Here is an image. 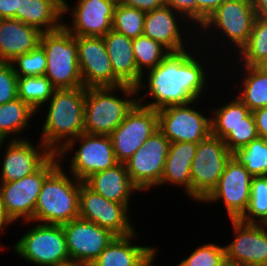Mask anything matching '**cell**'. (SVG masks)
Segmentation results:
<instances>
[{
    "label": "cell",
    "mask_w": 267,
    "mask_h": 266,
    "mask_svg": "<svg viewBox=\"0 0 267 266\" xmlns=\"http://www.w3.org/2000/svg\"><path fill=\"white\" fill-rule=\"evenodd\" d=\"M192 47L193 49L188 48L180 52H170L155 68L149 69L142 74L141 80L136 86L137 101L140 105L161 110L169 106L187 104L195 100L205 99L204 96L207 95V91L209 89L211 91L212 89L210 86H213L212 84L214 83L216 86L218 81L216 77H212L214 71L211 68L214 70L213 67H217L216 70L218 69L220 72L225 69L221 65L219 67L217 66L218 64H222V62L219 63L220 57L215 56L211 52L209 53L204 48H202L203 50L198 49L200 48L198 41ZM202 51L206 53L203 52L204 54L202 53L200 55ZM207 55L209 56V60ZM211 56H214L213 58L217 57L214 59H218L217 63L210 58ZM211 60L213 61L212 63ZM210 65H213V67H210ZM212 72L213 75H211ZM210 78L216 82H212L209 80ZM148 97H151L150 102L146 101Z\"/></svg>",
    "instance_id": "obj_1"
},
{
    "label": "cell",
    "mask_w": 267,
    "mask_h": 266,
    "mask_svg": "<svg viewBox=\"0 0 267 266\" xmlns=\"http://www.w3.org/2000/svg\"><path fill=\"white\" fill-rule=\"evenodd\" d=\"M256 17L252 0H225L198 28L197 41H199L198 45L202 46L200 49L211 50L215 56H221L219 52H223L222 55H226L220 57L222 63L229 56H231L230 58H232V55L235 57L247 44ZM213 37L216 39L215 41ZM205 38H209V42ZM207 43L209 44L207 45ZM211 45H214V47H211ZM216 45L219 46L218 49ZM229 52L231 55L228 54Z\"/></svg>",
    "instance_id": "obj_2"
},
{
    "label": "cell",
    "mask_w": 267,
    "mask_h": 266,
    "mask_svg": "<svg viewBox=\"0 0 267 266\" xmlns=\"http://www.w3.org/2000/svg\"><path fill=\"white\" fill-rule=\"evenodd\" d=\"M85 100V87L56 89L42 107L47 111L39 140L52 153H58L70 140L84 133Z\"/></svg>",
    "instance_id": "obj_3"
},
{
    "label": "cell",
    "mask_w": 267,
    "mask_h": 266,
    "mask_svg": "<svg viewBox=\"0 0 267 266\" xmlns=\"http://www.w3.org/2000/svg\"><path fill=\"white\" fill-rule=\"evenodd\" d=\"M137 103L130 85L86 88L84 133L110 135Z\"/></svg>",
    "instance_id": "obj_4"
},
{
    "label": "cell",
    "mask_w": 267,
    "mask_h": 266,
    "mask_svg": "<svg viewBox=\"0 0 267 266\" xmlns=\"http://www.w3.org/2000/svg\"><path fill=\"white\" fill-rule=\"evenodd\" d=\"M63 166L60 162L45 178L35 205L34 222L62 225L79 218L81 181Z\"/></svg>",
    "instance_id": "obj_5"
},
{
    "label": "cell",
    "mask_w": 267,
    "mask_h": 266,
    "mask_svg": "<svg viewBox=\"0 0 267 266\" xmlns=\"http://www.w3.org/2000/svg\"><path fill=\"white\" fill-rule=\"evenodd\" d=\"M40 45L47 57L45 75L56 89L84 87L78 65L76 36L62 26L58 30L43 32Z\"/></svg>",
    "instance_id": "obj_6"
},
{
    "label": "cell",
    "mask_w": 267,
    "mask_h": 266,
    "mask_svg": "<svg viewBox=\"0 0 267 266\" xmlns=\"http://www.w3.org/2000/svg\"><path fill=\"white\" fill-rule=\"evenodd\" d=\"M31 228L22 234L14 247V253L24 261L35 266H49L70 259L62 225L33 221ZM34 223V224H33Z\"/></svg>",
    "instance_id": "obj_7"
},
{
    "label": "cell",
    "mask_w": 267,
    "mask_h": 266,
    "mask_svg": "<svg viewBox=\"0 0 267 266\" xmlns=\"http://www.w3.org/2000/svg\"><path fill=\"white\" fill-rule=\"evenodd\" d=\"M59 164L57 153H53L36 171L26 177L13 182H0L3 208L13 224L17 221L34 222L35 205L42 184Z\"/></svg>",
    "instance_id": "obj_8"
},
{
    "label": "cell",
    "mask_w": 267,
    "mask_h": 266,
    "mask_svg": "<svg viewBox=\"0 0 267 266\" xmlns=\"http://www.w3.org/2000/svg\"><path fill=\"white\" fill-rule=\"evenodd\" d=\"M76 145L79 148L74 149ZM72 151L74 154L71 155L68 170L71 175L82 182L90 175L107 170L119 163L109 135L80 134L57 153L59 161L64 162V158L69 157L68 154Z\"/></svg>",
    "instance_id": "obj_9"
},
{
    "label": "cell",
    "mask_w": 267,
    "mask_h": 266,
    "mask_svg": "<svg viewBox=\"0 0 267 266\" xmlns=\"http://www.w3.org/2000/svg\"><path fill=\"white\" fill-rule=\"evenodd\" d=\"M231 157L224 141L212 134L197 143L191 166V201L201 204L217 186Z\"/></svg>",
    "instance_id": "obj_10"
},
{
    "label": "cell",
    "mask_w": 267,
    "mask_h": 266,
    "mask_svg": "<svg viewBox=\"0 0 267 266\" xmlns=\"http://www.w3.org/2000/svg\"><path fill=\"white\" fill-rule=\"evenodd\" d=\"M197 101L201 104L202 100L157 110L158 129L171 143H199L211 135V116L203 113L201 107L196 109L200 106Z\"/></svg>",
    "instance_id": "obj_11"
},
{
    "label": "cell",
    "mask_w": 267,
    "mask_h": 266,
    "mask_svg": "<svg viewBox=\"0 0 267 266\" xmlns=\"http://www.w3.org/2000/svg\"><path fill=\"white\" fill-rule=\"evenodd\" d=\"M78 204L79 218L108 229L116 236H127L136 232L129 213L131 204L112 202L82 181Z\"/></svg>",
    "instance_id": "obj_12"
},
{
    "label": "cell",
    "mask_w": 267,
    "mask_h": 266,
    "mask_svg": "<svg viewBox=\"0 0 267 266\" xmlns=\"http://www.w3.org/2000/svg\"><path fill=\"white\" fill-rule=\"evenodd\" d=\"M170 143L158 129L125 162L129 177L142 193L160 184Z\"/></svg>",
    "instance_id": "obj_13"
},
{
    "label": "cell",
    "mask_w": 267,
    "mask_h": 266,
    "mask_svg": "<svg viewBox=\"0 0 267 266\" xmlns=\"http://www.w3.org/2000/svg\"><path fill=\"white\" fill-rule=\"evenodd\" d=\"M253 176L233 157L226 163L217 186L201 202L205 205L223 203L228 219H240L250 202ZM211 203V204H210Z\"/></svg>",
    "instance_id": "obj_14"
},
{
    "label": "cell",
    "mask_w": 267,
    "mask_h": 266,
    "mask_svg": "<svg viewBox=\"0 0 267 266\" xmlns=\"http://www.w3.org/2000/svg\"><path fill=\"white\" fill-rule=\"evenodd\" d=\"M157 130V110L137 103L109 135L116 160L125 163Z\"/></svg>",
    "instance_id": "obj_15"
},
{
    "label": "cell",
    "mask_w": 267,
    "mask_h": 266,
    "mask_svg": "<svg viewBox=\"0 0 267 266\" xmlns=\"http://www.w3.org/2000/svg\"><path fill=\"white\" fill-rule=\"evenodd\" d=\"M143 35L159 42L169 52L186 50L194 45L192 43H196L197 41V30L195 27L180 13L175 12L166 5L145 13Z\"/></svg>",
    "instance_id": "obj_16"
},
{
    "label": "cell",
    "mask_w": 267,
    "mask_h": 266,
    "mask_svg": "<svg viewBox=\"0 0 267 266\" xmlns=\"http://www.w3.org/2000/svg\"><path fill=\"white\" fill-rule=\"evenodd\" d=\"M69 3L63 0V26L73 36L103 37L112 30L117 0H77L75 5ZM67 15L72 18L69 23L66 22Z\"/></svg>",
    "instance_id": "obj_17"
},
{
    "label": "cell",
    "mask_w": 267,
    "mask_h": 266,
    "mask_svg": "<svg viewBox=\"0 0 267 266\" xmlns=\"http://www.w3.org/2000/svg\"><path fill=\"white\" fill-rule=\"evenodd\" d=\"M233 240L224 245L232 266H267V225L230 219Z\"/></svg>",
    "instance_id": "obj_18"
},
{
    "label": "cell",
    "mask_w": 267,
    "mask_h": 266,
    "mask_svg": "<svg viewBox=\"0 0 267 266\" xmlns=\"http://www.w3.org/2000/svg\"><path fill=\"white\" fill-rule=\"evenodd\" d=\"M78 65L85 88L124 85L112 70L103 37L76 36Z\"/></svg>",
    "instance_id": "obj_19"
},
{
    "label": "cell",
    "mask_w": 267,
    "mask_h": 266,
    "mask_svg": "<svg viewBox=\"0 0 267 266\" xmlns=\"http://www.w3.org/2000/svg\"><path fill=\"white\" fill-rule=\"evenodd\" d=\"M38 141H35L39 143L37 145L29 138L2 141L0 148L3 150L4 147L5 150L2 151L3 158L0 156V182H13L26 177L53 154L40 140Z\"/></svg>",
    "instance_id": "obj_20"
},
{
    "label": "cell",
    "mask_w": 267,
    "mask_h": 266,
    "mask_svg": "<svg viewBox=\"0 0 267 266\" xmlns=\"http://www.w3.org/2000/svg\"><path fill=\"white\" fill-rule=\"evenodd\" d=\"M70 259L90 266L116 238L110 230L77 218L62 224Z\"/></svg>",
    "instance_id": "obj_21"
},
{
    "label": "cell",
    "mask_w": 267,
    "mask_h": 266,
    "mask_svg": "<svg viewBox=\"0 0 267 266\" xmlns=\"http://www.w3.org/2000/svg\"><path fill=\"white\" fill-rule=\"evenodd\" d=\"M137 237V232L116 236L90 266H146L158 254V246L137 244Z\"/></svg>",
    "instance_id": "obj_22"
},
{
    "label": "cell",
    "mask_w": 267,
    "mask_h": 266,
    "mask_svg": "<svg viewBox=\"0 0 267 266\" xmlns=\"http://www.w3.org/2000/svg\"><path fill=\"white\" fill-rule=\"evenodd\" d=\"M84 183L94 192L115 203L131 204L134 194H141L129 177L125 163H118L107 170L94 173Z\"/></svg>",
    "instance_id": "obj_23"
},
{
    "label": "cell",
    "mask_w": 267,
    "mask_h": 266,
    "mask_svg": "<svg viewBox=\"0 0 267 266\" xmlns=\"http://www.w3.org/2000/svg\"><path fill=\"white\" fill-rule=\"evenodd\" d=\"M42 33L14 18L0 19V61L11 62L16 56L30 52L40 44Z\"/></svg>",
    "instance_id": "obj_24"
},
{
    "label": "cell",
    "mask_w": 267,
    "mask_h": 266,
    "mask_svg": "<svg viewBox=\"0 0 267 266\" xmlns=\"http://www.w3.org/2000/svg\"><path fill=\"white\" fill-rule=\"evenodd\" d=\"M197 143L173 142L170 143L165 160L164 172L157 187H183V193L191 199V166L195 157ZM172 184V185H171Z\"/></svg>",
    "instance_id": "obj_25"
},
{
    "label": "cell",
    "mask_w": 267,
    "mask_h": 266,
    "mask_svg": "<svg viewBox=\"0 0 267 266\" xmlns=\"http://www.w3.org/2000/svg\"><path fill=\"white\" fill-rule=\"evenodd\" d=\"M114 75L124 84L136 87L142 74L138 71L132 49L133 39L114 30L103 36Z\"/></svg>",
    "instance_id": "obj_26"
},
{
    "label": "cell",
    "mask_w": 267,
    "mask_h": 266,
    "mask_svg": "<svg viewBox=\"0 0 267 266\" xmlns=\"http://www.w3.org/2000/svg\"><path fill=\"white\" fill-rule=\"evenodd\" d=\"M229 59L226 60V64H223V67H227L228 70L234 71L237 70V73L234 71L230 73L232 76L233 74H237L236 76L240 77L236 79H240L239 81L235 82L238 86V92L236 96L251 110L254 111L258 108L267 107V72L262 69L260 66H244L242 64L231 63L230 65ZM240 67V68H239ZM231 68V69H230ZM239 68V69H237ZM241 70V73L238 72ZM240 73V74H239ZM243 76V77H242ZM242 80V81H241Z\"/></svg>",
    "instance_id": "obj_27"
},
{
    "label": "cell",
    "mask_w": 267,
    "mask_h": 266,
    "mask_svg": "<svg viewBox=\"0 0 267 266\" xmlns=\"http://www.w3.org/2000/svg\"><path fill=\"white\" fill-rule=\"evenodd\" d=\"M16 19L41 32L63 26V0H19Z\"/></svg>",
    "instance_id": "obj_28"
},
{
    "label": "cell",
    "mask_w": 267,
    "mask_h": 266,
    "mask_svg": "<svg viewBox=\"0 0 267 266\" xmlns=\"http://www.w3.org/2000/svg\"><path fill=\"white\" fill-rule=\"evenodd\" d=\"M36 115L37 113L26 102L18 97L13 101L1 104L0 138L2 140L27 139L28 137H25L22 134H24L23 132L26 128L29 129L32 127L29 123L31 119L35 120L33 116Z\"/></svg>",
    "instance_id": "obj_29"
},
{
    "label": "cell",
    "mask_w": 267,
    "mask_h": 266,
    "mask_svg": "<svg viewBox=\"0 0 267 266\" xmlns=\"http://www.w3.org/2000/svg\"><path fill=\"white\" fill-rule=\"evenodd\" d=\"M235 96V97H234ZM230 101L221 103L222 107H210L211 134L222 140L232 131L237 124L243 122L252 111L234 94ZM234 97V98H233Z\"/></svg>",
    "instance_id": "obj_30"
},
{
    "label": "cell",
    "mask_w": 267,
    "mask_h": 266,
    "mask_svg": "<svg viewBox=\"0 0 267 266\" xmlns=\"http://www.w3.org/2000/svg\"><path fill=\"white\" fill-rule=\"evenodd\" d=\"M234 64L261 66L267 60V19L256 17L247 44L233 58Z\"/></svg>",
    "instance_id": "obj_31"
},
{
    "label": "cell",
    "mask_w": 267,
    "mask_h": 266,
    "mask_svg": "<svg viewBox=\"0 0 267 266\" xmlns=\"http://www.w3.org/2000/svg\"><path fill=\"white\" fill-rule=\"evenodd\" d=\"M55 90L56 88L46 75L17 76L18 98L26 102L38 114L45 112L42 107L53 96Z\"/></svg>",
    "instance_id": "obj_32"
},
{
    "label": "cell",
    "mask_w": 267,
    "mask_h": 266,
    "mask_svg": "<svg viewBox=\"0 0 267 266\" xmlns=\"http://www.w3.org/2000/svg\"><path fill=\"white\" fill-rule=\"evenodd\" d=\"M232 157L252 176H267V141L256 138L232 152Z\"/></svg>",
    "instance_id": "obj_33"
},
{
    "label": "cell",
    "mask_w": 267,
    "mask_h": 266,
    "mask_svg": "<svg viewBox=\"0 0 267 266\" xmlns=\"http://www.w3.org/2000/svg\"><path fill=\"white\" fill-rule=\"evenodd\" d=\"M132 49L137 69L141 74L155 68L170 53L159 42L145 35L133 39Z\"/></svg>",
    "instance_id": "obj_34"
},
{
    "label": "cell",
    "mask_w": 267,
    "mask_h": 266,
    "mask_svg": "<svg viewBox=\"0 0 267 266\" xmlns=\"http://www.w3.org/2000/svg\"><path fill=\"white\" fill-rule=\"evenodd\" d=\"M145 12L121 4L115 6L112 20V30L124 36L135 39L143 35Z\"/></svg>",
    "instance_id": "obj_35"
},
{
    "label": "cell",
    "mask_w": 267,
    "mask_h": 266,
    "mask_svg": "<svg viewBox=\"0 0 267 266\" xmlns=\"http://www.w3.org/2000/svg\"><path fill=\"white\" fill-rule=\"evenodd\" d=\"M240 220L245 223L267 224V176H253L249 206Z\"/></svg>",
    "instance_id": "obj_36"
},
{
    "label": "cell",
    "mask_w": 267,
    "mask_h": 266,
    "mask_svg": "<svg viewBox=\"0 0 267 266\" xmlns=\"http://www.w3.org/2000/svg\"><path fill=\"white\" fill-rule=\"evenodd\" d=\"M10 64L17 76H42L47 68V57L43 47L39 44L28 53L16 56Z\"/></svg>",
    "instance_id": "obj_37"
},
{
    "label": "cell",
    "mask_w": 267,
    "mask_h": 266,
    "mask_svg": "<svg viewBox=\"0 0 267 266\" xmlns=\"http://www.w3.org/2000/svg\"><path fill=\"white\" fill-rule=\"evenodd\" d=\"M226 262L224 244L205 243L196 247L187 257L176 266H222Z\"/></svg>",
    "instance_id": "obj_38"
},
{
    "label": "cell",
    "mask_w": 267,
    "mask_h": 266,
    "mask_svg": "<svg viewBox=\"0 0 267 266\" xmlns=\"http://www.w3.org/2000/svg\"><path fill=\"white\" fill-rule=\"evenodd\" d=\"M258 137L259 135L255 125V119L253 113L251 112L243 119V122L232 128V131L223 139V141L232 153L236 149L246 146Z\"/></svg>",
    "instance_id": "obj_39"
},
{
    "label": "cell",
    "mask_w": 267,
    "mask_h": 266,
    "mask_svg": "<svg viewBox=\"0 0 267 266\" xmlns=\"http://www.w3.org/2000/svg\"><path fill=\"white\" fill-rule=\"evenodd\" d=\"M17 97V75L10 62L0 61V105Z\"/></svg>",
    "instance_id": "obj_40"
},
{
    "label": "cell",
    "mask_w": 267,
    "mask_h": 266,
    "mask_svg": "<svg viewBox=\"0 0 267 266\" xmlns=\"http://www.w3.org/2000/svg\"><path fill=\"white\" fill-rule=\"evenodd\" d=\"M165 3L196 29V0H165Z\"/></svg>",
    "instance_id": "obj_41"
},
{
    "label": "cell",
    "mask_w": 267,
    "mask_h": 266,
    "mask_svg": "<svg viewBox=\"0 0 267 266\" xmlns=\"http://www.w3.org/2000/svg\"><path fill=\"white\" fill-rule=\"evenodd\" d=\"M225 0H196V30Z\"/></svg>",
    "instance_id": "obj_42"
},
{
    "label": "cell",
    "mask_w": 267,
    "mask_h": 266,
    "mask_svg": "<svg viewBox=\"0 0 267 266\" xmlns=\"http://www.w3.org/2000/svg\"><path fill=\"white\" fill-rule=\"evenodd\" d=\"M128 7L137 8L143 12H149L166 5L165 0H119Z\"/></svg>",
    "instance_id": "obj_43"
},
{
    "label": "cell",
    "mask_w": 267,
    "mask_h": 266,
    "mask_svg": "<svg viewBox=\"0 0 267 266\" xmlns=\"http://www.w3.org/2000/svg\"><path fill=\"white\" fill-rule=\"evenodd\" d=\"M252 113L259 137L267 141V107L258 108Z\"/></svg>",
    "instance_id": "obj_44"
},
{
    "label": "cell",
    "mask_w": 267,
    "mask_h": 266,
    "mask_svg": "<svg viewBox=\"0 0 267 266\" xmlns=\"http://www.w3.org/2000/svg\"><path fill=\"white\" fill-rule=\"evenodd\" d=\"M19 0H0V19H16Z\"/></svg>",
    "instance_id": "obj_45"
},
{
    "label": "cell",
    "mask_w": 267,
    "mask_h": 266,
    "mask_svg": "<svg viewBox=\"0 0 267 266\" xmlns=\"http://www.w3.org/2000/svg\"><path fill=\"white\" fill-rule=\"evenodd\" d=\"M257 17L267 19V0H252Z\"/></svg>",
    "instance_id": "obj_46"
},
{
    "label": "cell",
    "mask_w": 267,
    "mask_h": 266,
    "mask_svg": "<svg viewBox=\"0 0 267 266\" xmlns=\"http://www.w3.org/2000/svg\"><path fill=\"white\" fill-rule=\"evenodd\" d=\"M12 224L13 223L8 219L7 215L5 214L0 196V233H1L0 236L2 235L3 232L5 233L7 227L12 226Z\"/></svg>",
    "instance_id": "obj_47"
},
{
    "label": "cell",
    "mask_w": 267,
    "mask_h": 266,
    "mask_svg": "<svg viewBox=\"0 0 267 266\" xmlns=\"http://www.w3.org/2000/svg\"><path fill=\"white\" fill-rule=\"evenodd\" d=\"M49 266H88V265L73 259H68Z\"/></svg>",
    "instance_id": "obj_48"
},
{
    "label": "cell",
    "mask_w": 267,
    "mask_h": 266,
    "mask_svg": "<svg viewBox=\"0 0 267 266\" xmlns=\"http://www.w3.org/2000/svg\"><path fill=\"white\" fill-rule=\"evenodd\" d=\"M157 255L146 265V266H157L154 262L156 261L155 258ZM155 264V265H154Z\"/></svg>",
    "instance_id": "obj_49"
},
{
    "label": "cell",
    "mask_w": 267,
    "mask_h": 266,
    "mask_svg": "<svg viewBox=\"0 0 267 266\" xmlns=\"http://www.w3.org/2000/svg\"><path fill=\"white\" fill-rule=\"evenodd\" d=\"M260 67L267 72V60Z\"/></svg>",
    "instance_id": "obj_50"
},
{
    "label": "cell",
    "mask_w": 267,
    "mask_h": 266,
    "mask_svg": "<svg viewBox=\"0 0 267 266\" xmlns=\"http://www.w3.org/2000/svg\"><path fill=\"white\" fill-rule=\"evenodd\" d=\"M222 266H232V265L226 261Z\"/></svg>",
    "instance_id": "obj_51"
}]
</instances>
